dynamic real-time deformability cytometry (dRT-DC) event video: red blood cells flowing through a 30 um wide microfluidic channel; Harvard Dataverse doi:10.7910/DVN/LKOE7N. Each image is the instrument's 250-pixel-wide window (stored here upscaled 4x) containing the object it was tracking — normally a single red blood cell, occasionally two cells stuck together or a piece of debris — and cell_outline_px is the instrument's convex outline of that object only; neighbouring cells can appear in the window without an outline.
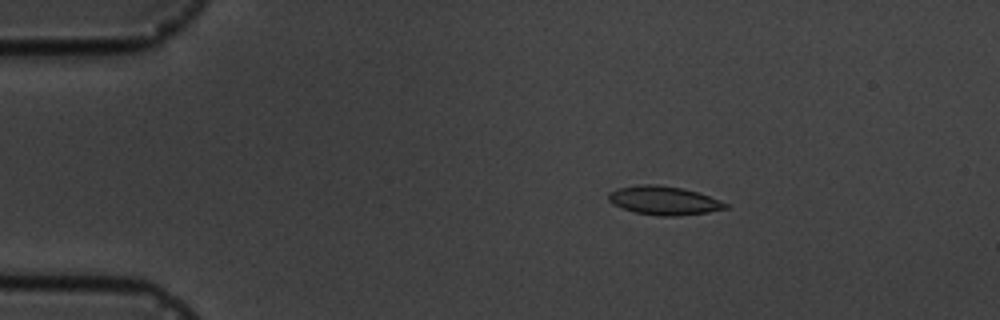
{"species": "common noctule bat (a hibernating species)", "species_latin": "Nyctalus noctula", "temperature_condition": "cold", "stored_images_in_passage": 4, "camera_frame_rate_fps": 3000, "um_per_image_px": 0.085, "animal": {"sex": "male", "body_mass_g": 19.5, "forearm_length_mm": 54.6}, "frame": {"image": 1, "passage_image": 3, "time_ms": 2.333, "image_size_px": [1000, 320], "cell_outline_px": [[728, 208], [708, 212], [676, 216], [660, 216], [636, 212], [612, 204], [608, 200], [608, 192], [616, 188], [636, 184], [660, 184], [680, 188], [696, 192], [708, 196], [728, 204]], "centroid_in_image_um": [56.37, 17.03], "position_along_channel_um": 28.6, "area_um2": 19.48}}